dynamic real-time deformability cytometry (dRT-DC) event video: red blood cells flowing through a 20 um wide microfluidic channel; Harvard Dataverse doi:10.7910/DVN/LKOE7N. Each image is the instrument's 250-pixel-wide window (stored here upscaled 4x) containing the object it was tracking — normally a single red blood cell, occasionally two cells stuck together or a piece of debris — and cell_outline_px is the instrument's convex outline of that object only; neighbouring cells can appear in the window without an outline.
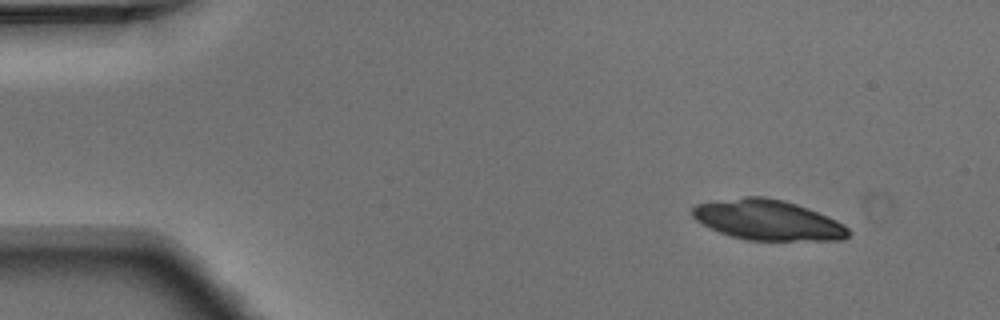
{"species": "Egyptian fruit bat (a non-hibernating species)", "species_latin": "Rousettus aegyptiacus", "temperature_condition": "warm", "stored_images_in_passage": 4, "camera_frame_rate_fps": 3000, "um_per_image_px": 0.085, "animal": {"sex": "male"}, "frame": {"image": 1, "passage_image": 1, "time_ms": 0.0, "image_size_px": [1000, 320], "cell_outline_px": [[852, 232], [844, 240], [748, 240], [732, 236], [720, 232], [696, 220], [692, 216], [692, 208], [696, 204], [744, 196], [764, 196], [784, 200], [808, 208], [828, 216], [844, 224]], "centroid_in_image_um": [65.3, 18.7], "position_along_channel_um": 19.7, "area_um2": 36.53}}